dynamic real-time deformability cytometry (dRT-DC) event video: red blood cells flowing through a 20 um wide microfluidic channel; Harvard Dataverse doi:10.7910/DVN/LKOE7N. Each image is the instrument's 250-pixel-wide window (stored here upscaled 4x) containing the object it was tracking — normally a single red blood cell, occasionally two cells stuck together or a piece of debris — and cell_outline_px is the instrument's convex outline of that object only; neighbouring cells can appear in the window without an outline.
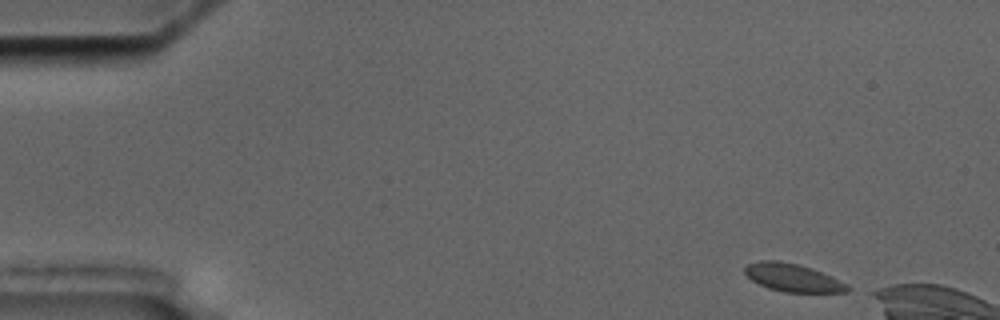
{"species": "common noctule bat (a hibernating species)", "species_latin": "Nyctalus noctula", "temperature_condition": "cold", "stored_images_in_passage": 10, "camera_frame_rate_fps": 3000, "um_per_image_px": 0.085, "animal": {"sex": "male", "body_mass_g": 17.5, "forearm_length_mm": 52.3}, "frame": {"image": 1, "passage_image": 1, "time_ms": 0.0, "image_size_px": [1000, 320], "cell_outline_px": [[852, 288], [848, 292], [784, 292], [768, 288], [752, 280], [744, 272], [744, 268], [748, 264], [760, 260], [776, 260], [796, 264], [812, 268], [848, 284]], "centroid_in_image_um": [67.4, 23.61], "position_along_channel_um": 17.6, "area_um2": 16.59}}